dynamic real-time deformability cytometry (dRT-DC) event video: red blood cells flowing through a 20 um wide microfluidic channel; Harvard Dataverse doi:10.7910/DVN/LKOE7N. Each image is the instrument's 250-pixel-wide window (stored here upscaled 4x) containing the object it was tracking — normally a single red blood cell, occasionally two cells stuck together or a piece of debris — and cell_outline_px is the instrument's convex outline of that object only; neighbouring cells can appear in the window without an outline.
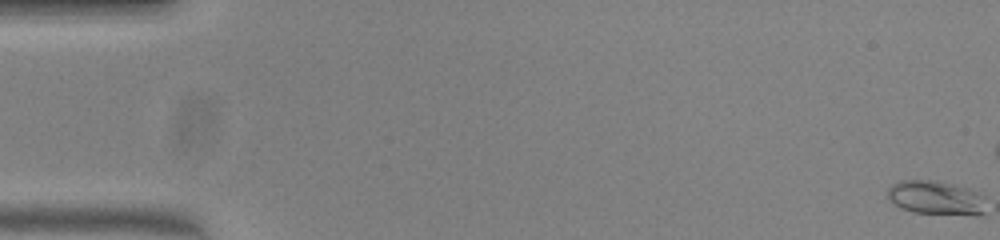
{"species": "common noctule bat (a hibernating species)", "species_latin": "Nyctalus noctula", "temperature_condition": "warm", "stored_images_in_passage": 54, "camera_frame_rate_fps": 3000, "um_per_image_px": 0.085, "animal": {"sex": "female", "body_mass_g": 23.0, "forearm_length_mm": 53.4}, "frame": {"image": 1, "passage_image": 1, "time_ms": 0.0, "image_size_px": [1000, 240], "cell_outline_px": [[984, 216], [976, 216], [916, 212], [904, 208], [896, 204], [888, 196], [888, 188], [892, 184], [900, 180], [936, 180], [952, 184], [964, 188], [984, 196]], "centroid_in_image_um": [79.59, 16.82], "position_along_channel_um": 5.4, "area_um2": 19.31}}
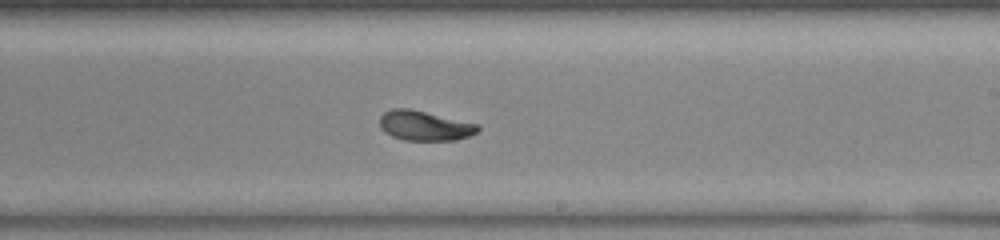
{"frame": {"image": 2, "passage_image": 32, "time_ms": 10.333, "image_size_px": [1000, 240], "cell_outline_px": [[480, 128], [476, 132], [468, 136], [456, 140], [404, 140], [392, 136], [384, 132], [380, 128], [380, 116], [384, 112], [392, 108], [408, 108], [480, 124]], "centroid_in_image_um": [36.08, 10.68], "position_along_channel_um": 252.9, "area_um2": 17.05}}
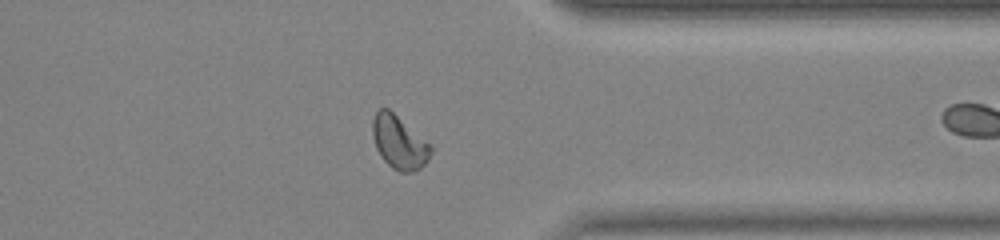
{"frame": {"image": 3, "passage_image": 42, "time_ms": 13.667, "image_size_px": [1000, 240], "cell_outline_px": [[432, 152], [428, 160], [420, 168], [412, 172], [400, 172], [392, 168], [380, 156], [376, 148], [372, 136], [372, 120], [376, 112], [380, 108], [388, 108], [428, 144], [432, 148]], "centroid_in_image_um": [33.88, 12.12], "position_along_channel_um": 377.5, "area_um2": 17.69}, "authors_computed_cell_mechanics": {"area_um2": 17.4845, "velocity_mm_per_s": 3.9404, "shape_relaxation_time_tau1_ms": 2.9837, "shape_relaxation_time_tau2_ms": 3.4866, "deformation_change_tau1": 0.1427, "deformation_change_tau2": 0.0555}}